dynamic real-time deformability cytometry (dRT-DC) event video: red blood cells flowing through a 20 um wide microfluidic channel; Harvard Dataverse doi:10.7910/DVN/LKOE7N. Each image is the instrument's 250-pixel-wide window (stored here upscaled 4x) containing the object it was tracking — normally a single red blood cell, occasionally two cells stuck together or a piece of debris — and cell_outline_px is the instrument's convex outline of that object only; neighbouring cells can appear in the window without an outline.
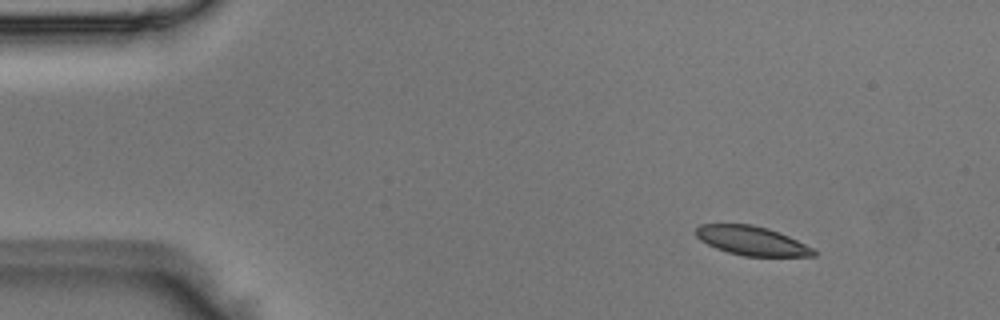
{"species": "Egyptian fruit bat (a non-hibernating species)", "species_latin": "Rousettus aegyptiacus", "temperature_condition": "room temperature", "stored_images_in_passage": 4, "camera_frame_rate_fps": 3000, "um_per_image_px": 0.085, "animal": {"sex": "male"}, "frame": {"image": 1, "passage_image": 1, "time_ms": 0.0, "image_size_px": [1000, 320], "cell_outline_px": [[816, 256], [744, 256], [728, 252], [716, 248], [700, 240], [696, 236], [696, 228], [700, 224], [752, 224], [768, 228], [788, 236], [812, 248], [816, 252]], "centroid_in_image_um": [63.88, 20.46], "position_along_channel_um": 21.1, "area_um2": 19.77}}